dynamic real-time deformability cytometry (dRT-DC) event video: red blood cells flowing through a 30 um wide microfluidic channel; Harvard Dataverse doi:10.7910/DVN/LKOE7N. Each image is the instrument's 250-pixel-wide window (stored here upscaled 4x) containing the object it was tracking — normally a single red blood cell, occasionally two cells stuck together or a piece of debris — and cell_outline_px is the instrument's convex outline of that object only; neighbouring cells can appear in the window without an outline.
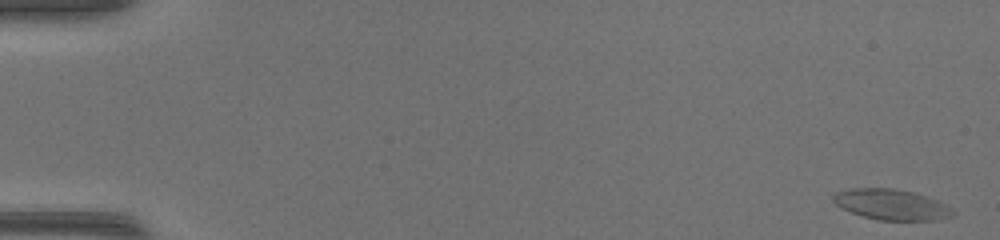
{"species": "common noctule bat (a hibernating species)", "species_latin": "Nyctalus noctula", "temperature_condition": "warm", "stored_images_in_passage": 48, "camera_frame_rate_fps": 3000, "um_per_image_px": 0.085, "animal": {"sex": "female", "body_mass_g": 17.0, "forearm_length_mm": 48.0}, "frame": {"image": 1, "passage_image": 1, "time_ms": 0.0, "image_size_px": [1000, 240], "cell_outline_px": [[956, 212], [952, 216], [940, 220], [880, 220], [864, 216], [840, 208], [832, 200], [832, 196], [836, 192], [852, 188], [892, 188], [912, 192], [936, 200], [952, 208]], "centroid_in_image_um": [75.77, 17.39], "position_along_channel_um": 9.2, "area_um2": 21.21}}
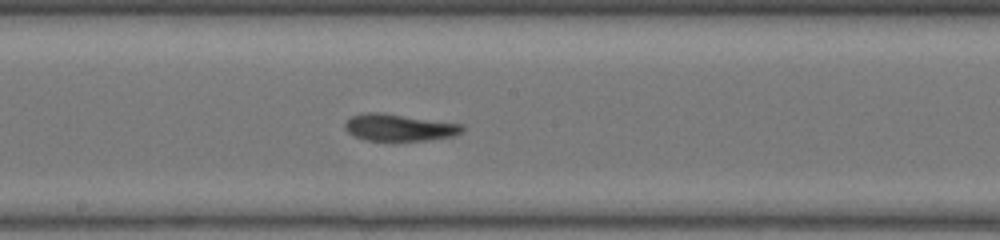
{"frame": {"image": 2, "passage_image": 27, "time_ms": 8.667, "image_size_px": [1000, 240], "cell_outline_px": [[464, 128], [456, 136], [428, 140], [368, 140], [356, 136], [348, 132], [344, 128], [344, 124], [352, 116], [364, 112], [384, 112], [464, 124]], "centroid_in_image_um": [33.96, 10.82], "position_along_channel_um": 214.2, "area_um2": 18.5}}
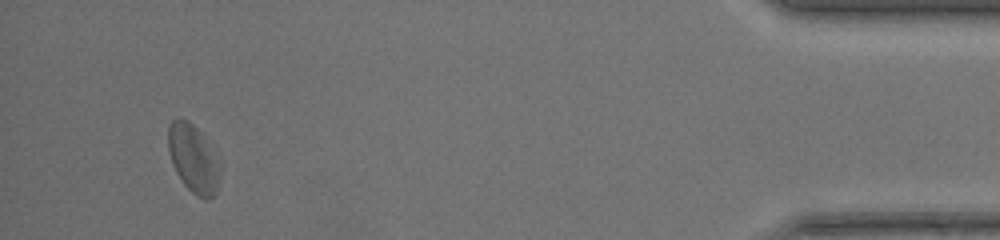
{"frame": {"image": 3, "passage_image": 46, "time_ms": 15.0, "image_size_px": [1000, 240], "cell_outline_px": [[216, 192], [208, 200], [204, 200], [192, 192], [184, 184], [176, 172], [172, 164], [168, 152], [168, 124], [176, 116], [180, 116], [188, 120], [204, 136], [212, 160], [216, 176]], "centroid_in_image_um": [16.28, 13.42], "position_along_channel_um": 418.9, "area_um2": 19.36}, "authors_computed_cell_mechanics": {"area_um2": 19.3919, "velocity_mm_per_s": 4.3365, "shape_relaxation_time_tau1_ms": 6.8702, "shape_relaxation_time_tau2_ms": 2.4159, "deformation_change_tau1": 0.2005, "deformation_change_tau2": 0.0978}}